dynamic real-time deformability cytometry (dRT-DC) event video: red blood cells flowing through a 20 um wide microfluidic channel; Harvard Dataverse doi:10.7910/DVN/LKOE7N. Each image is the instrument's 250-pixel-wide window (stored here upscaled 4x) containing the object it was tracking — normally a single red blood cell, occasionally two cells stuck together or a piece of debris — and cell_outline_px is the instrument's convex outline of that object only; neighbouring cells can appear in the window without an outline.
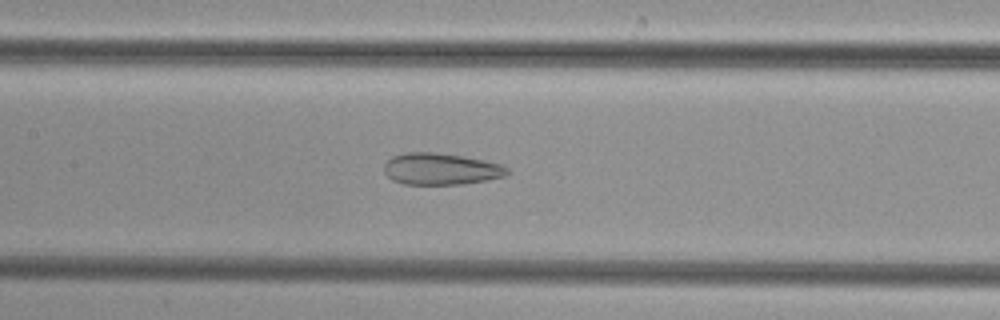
{"species": "common noctule bat (a hibernating species)", "species_latin": "Nyctalus noctula", "temperature_condition": "cold", "stored_images_in_passage": 50, "camera_frame_rate_fps": 3000, "um_per_image_px": 0.085, "animal": {"sex": "female", "body_mass_g": 29.2, "forearm_length_mm": 56.3}, "frame": {"image": 1, "passage_image": 23, "time_ms": 7.333, "image_size_px": [1000, 320], "cell_outline_px": [[512, 172], [504, 176], [488, 180], [460, 184], [404, 184], [392, 180], [384, 172], [384, 164], [392, 156], [408, 152], [436, 152], [464, 156], [484, 160], [500, 164], [508, 168]], "centroid_in_image_um": [37.49, 14.36], "position_along_channel_um": 169.9, "area_um2": 22.83}}
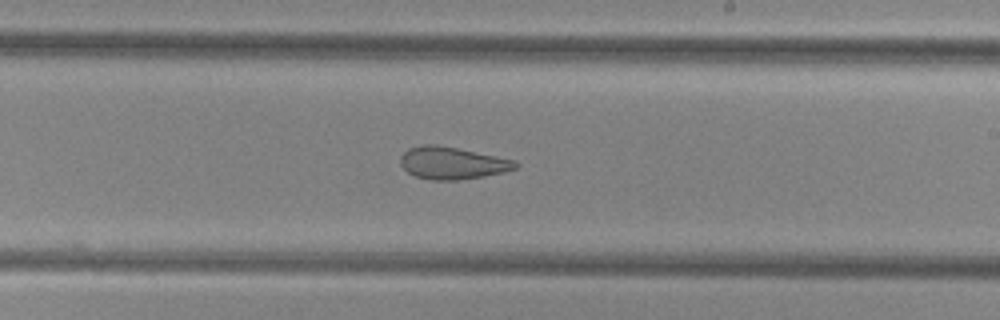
{"frame": {"image": 2, "passage_image": 29, "time_ms": 9.333, "image_size_px": [1000, 320], "cell_outline_px": [[520, 164], [516, 168], [504, 172], [484, 176], [456, 180], [432, 180], [416, 176], [408, 172], [400, 164], [400, 156], [408, 148], [424, 144], [436, 144], [516, 160]], "centroid_in_image_um": [38.44, 13.85], "position_along_channel_um": 250.6, "area_um2": 21.56}}
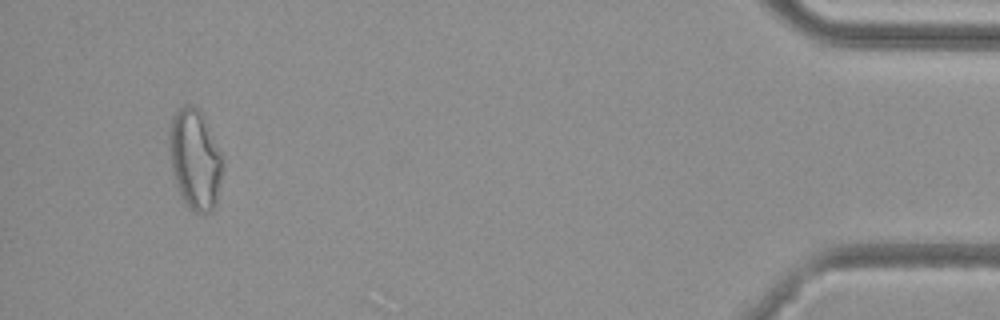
{"frame": {"image": 3, "passage_image": 47, "time_ms": 15.333, "image_size_px": [1000, 320], "cell_outline_px": [[224, 156], [220, 184], [216, 204], [212, 212], [192, 212], [184, 204], [180, 196], [172, 172], [168, 148], [168, 128], [176, 112], [180, 108], [200, 108]], "centroid_in_image_um": [16.58, 13.58], "position_along_channel_um": 418.6, "area_um2": 31.62}}